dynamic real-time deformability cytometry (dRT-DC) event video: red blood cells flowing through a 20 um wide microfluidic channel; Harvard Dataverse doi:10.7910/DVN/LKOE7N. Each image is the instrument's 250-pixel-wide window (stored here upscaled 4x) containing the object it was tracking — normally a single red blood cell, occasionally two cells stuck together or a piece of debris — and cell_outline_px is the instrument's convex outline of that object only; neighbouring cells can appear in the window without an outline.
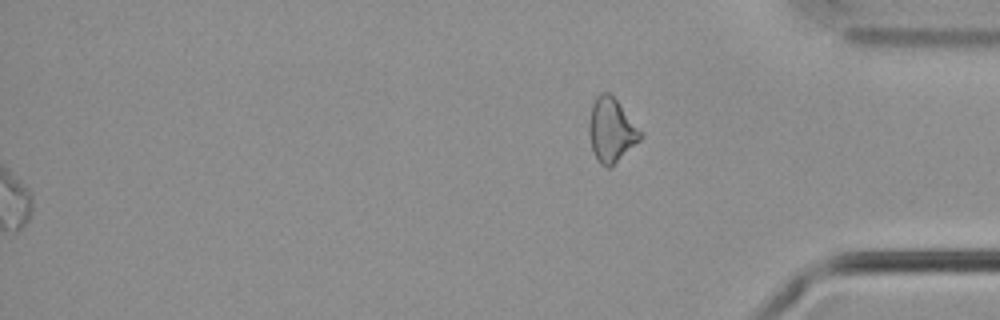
{"species": "common noctule bat (a hibernating species)", "species_latin": "Nyctalus noctula", "temperature_condition": "cold", "stored_images_in_passage": 59, "segment_of_instrument_passage": [2, 2], "camera_frame_rate_fps": 3000, "um_per_image_px": 0.085, "animal": {"sex": "male", "body_mass_g": 21.5, "forearm_length_mm": 52.0}, "frame": {"image": 1, "passage_image": 59, "time_ms": 19.333, "image_size_px": [1000, 320], "cell_outline_px": [[644, 136], [640, 140], [608, 168], [600, 164], [596, 160], [592, 152], [588, 132], [588, 124], [592, 104], [596, 96], [600, 92], [608, 92], [616, 100], [644, 132]], "centroid_in_image_um": [51.95, 11.05], "position_along_channel_um": 383.3, "area_um2": 19.25}}